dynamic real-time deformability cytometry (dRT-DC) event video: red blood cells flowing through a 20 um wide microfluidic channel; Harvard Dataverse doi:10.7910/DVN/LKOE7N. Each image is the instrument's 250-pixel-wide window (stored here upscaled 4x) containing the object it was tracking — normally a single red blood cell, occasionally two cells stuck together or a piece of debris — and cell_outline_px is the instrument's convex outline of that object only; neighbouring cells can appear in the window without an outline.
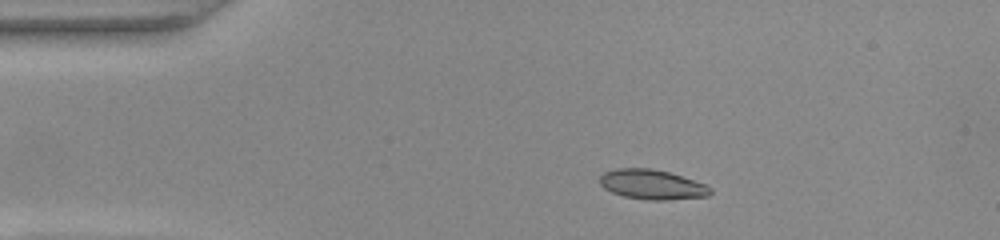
{"species": "common noctule bat (a hibernating species)", "species_latin": "Nyctalus noctula", "temperature_condition": "warm", "stored_images_in_passage": 44, "camera_frame_rate_fps": 3000, "um_per_image_px": 0.085, "animal": {"sex": "female", "body_mass_g": 22.0, "forearm_length_mm": 56.7}, "frame": {"image": 1, "passage_image": 1, "time_ms": 0.0, "image_size_px": [1000, 240], "cell_outline_px": [[712, 192], [708, 196], [668, 200], [648, 200], [624, 196], [612, 192], [604, 188], [600, 184], [600, 176], [604, 172], [616, 168], [652, 168], [668, 172], [704, 184], [712, 188]], "centroid_in_image_um": [55.41, 15.68], "position_along_channel_um": 29.6, "area_um2": 19.07}}
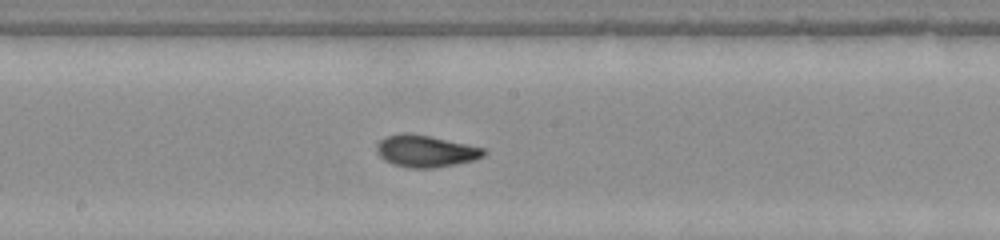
{"frame": {"image": 2, "passage_image": 19, "time_ms": 6.0, "image_size_px": [1000, 240], "cell_outline_px": [[488, 152], [484, 156], [476, 160], [436, 168], [408, 168], [392, 164], [384, 160], [376, 152], [376, 144], [380, 140], [388, 136], [404, 132], [408, 132], [428, 136], [484, 148]], "centroid_in_image_um": [36.17, 12.86], "position_along_channel_um": 212.0, "area_um2": 20.0}}
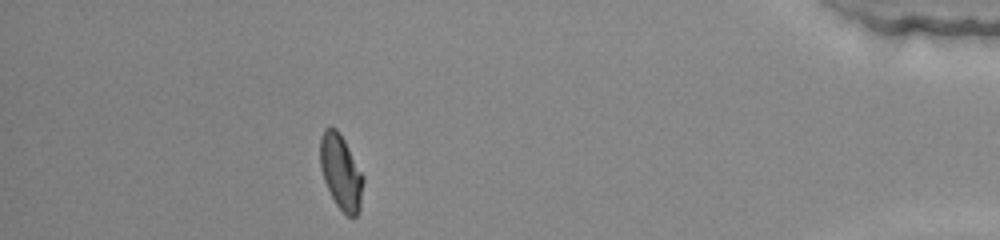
{"frame": {"image": 3, "passage_image": 38, "time_ms": 12.333, "image_size_px": [1000, 240], "cell_outline_px": [[364, 180], [360, 208], [356, 216], [352, 220], [336, 204], [324, 180], [320, 168], [320, 136], [324, 128], [336, 128], [344, 140], [364, 176]], "centroid_in_image_um": [28.98, 14.64], "position_along_channel_um": 406.2, "area_um2": 18.73}, "authors_computed_cell_mechanics": {"area_um2": 19.1896, "velocity_mm_per_s": 3.9087, "shape_relaxation_time_tau1_ms": 8.1729, "shape_relaxation_time_tau2_ms": 0.8522, "deformation_change_tau1": 0.2385, "deformation_change_tau2": 0.0477}}